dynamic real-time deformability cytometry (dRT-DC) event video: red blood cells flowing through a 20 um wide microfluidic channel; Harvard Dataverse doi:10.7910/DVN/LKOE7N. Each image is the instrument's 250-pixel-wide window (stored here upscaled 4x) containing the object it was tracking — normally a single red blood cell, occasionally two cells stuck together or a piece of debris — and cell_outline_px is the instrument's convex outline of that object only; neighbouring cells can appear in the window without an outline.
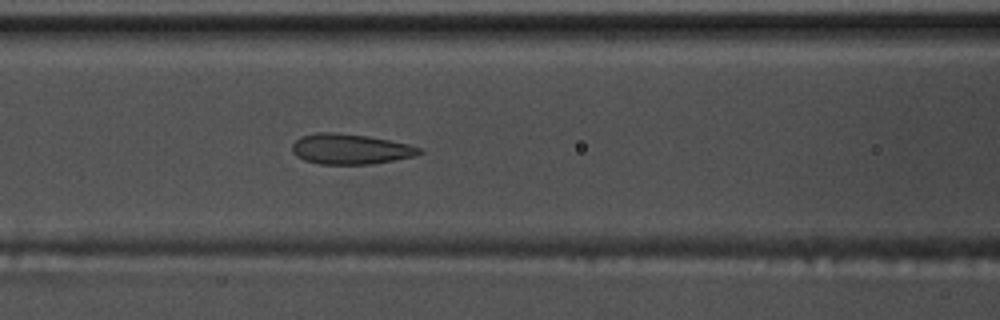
{"species": "common noctule bat (a hibernating species)", "species_latin": "Nyctalus noctula", "temperature_condition": "warm", "stored_images_in_passage": 41, "camera_frame_rate_fps": 3000, "um_per_image_px": 0.085, "animal": {"sex": "male", "body_mass_g": 17.5, "forearm_length_mm": 52.3}, "frame": {"image": 1, "passage_image": 14, "time_ms": 4.333, "image_size_px": [1000, 320], "cell_outline_px": [[424, 152], [416, 156], [372, 164], [320, 164], [304, 160], [296, 156], [292, 152], [292, 144], [300, 136], [316, 132], [332, 132], [368, 136], [408, 144], [420, 148]], "centroid_in_image_um": [29.76, 12.67], "position_along_channel_um": 136.8, "area_um2": 22.54}}
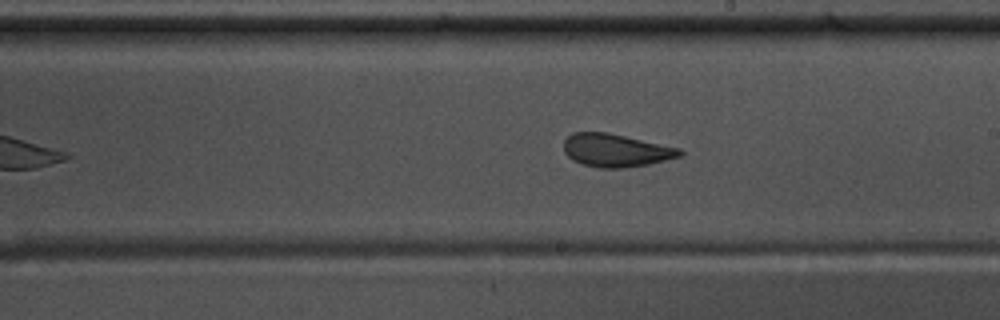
{"frame": {"image": 2, "passage_image": 22, "time_ms": 7.0, "image_size_px": [1000, 320], "cell_outline_px": [[684, 156], [648, 164], [624, 168], [600, 168], [584, 164], [572, 160], [564, 152], [564, 140], [572, 132], [608, 132], [680, 148], [684, 152]], "centroid_in_image_um": [52.37, 12.78], "position_along_channel_um": 236.6, "area_um2": 22.43}}
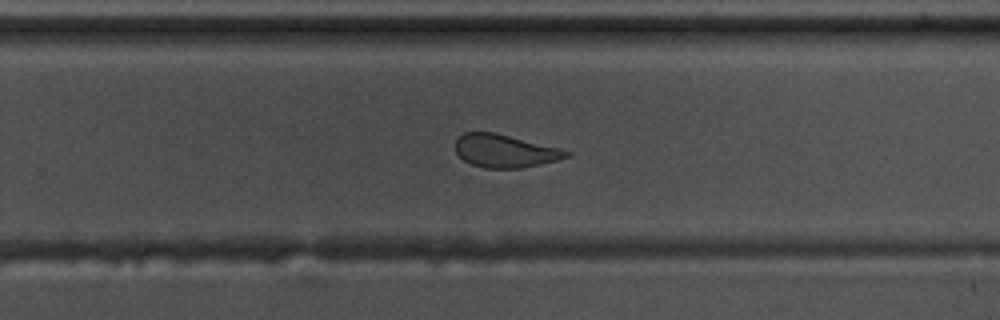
{"frame": {"image": 3, "passage_image": 26, "time_ms": 8.333, "image_size_px": [1000, 320], "cell_outline_px": [[572, 156], [540, 164], [520, 168], [488, 168], [472, 164], [464, 160], [456, 152], [456, 140], [464, 132], [496, 132], [560, 148], [572, 152]], "centroid_in_image_um": [42.95, 12.82], "position_along_channel_um": 286.9, "area_um2": 21.27}, "authors_computed_cell_mechanics": {"area_um2": 22.831, "velocity_mm_per_s": 3.7589, "shape_relaxation_time_tau1_ms": 5.4063, "shape_relaxation_time_tau2_ms": 1.1635, "deformation_change_tau1": 0.1406, "deformation_change_tau2": 0.0945}}